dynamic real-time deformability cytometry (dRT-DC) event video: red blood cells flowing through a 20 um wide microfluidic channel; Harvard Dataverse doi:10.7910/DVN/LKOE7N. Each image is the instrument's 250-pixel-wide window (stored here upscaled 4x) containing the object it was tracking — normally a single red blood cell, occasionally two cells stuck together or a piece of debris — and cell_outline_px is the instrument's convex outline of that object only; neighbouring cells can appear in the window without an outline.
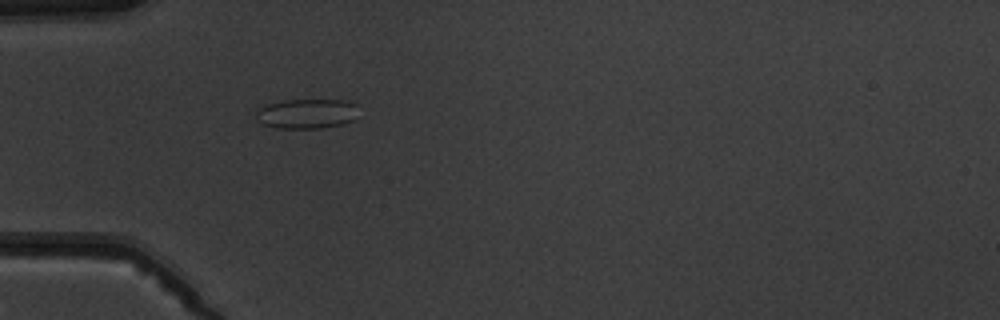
{"species": "common noctule bat (a hibernating species)", "species_latin": "Nyctalus noctula", "temperature_condition": "warm", "stored_images_in_passage": 5, "camera_frame_rate_fps": 3000, "um_per_image_px": 0.085, "animal": {"sex": "male", "body_mass_g": 19.5, "forearm_length_mm": 54.6}, "frame": {"image": 1, "passage_image": 5, "time_ms": 4.667, "image_size_px": [1000, 320], "cell_outline_px": [[360, 116], [344, 124], [320, 128], [276, 128], [264, 124], [256, 120], [256, 112], [260, 108], [268, 104], [284, 100], [344, 100], [356, 104]], "centroid_in_image_um": [26.12, 9.66], "position_along_channel_um": 58.9, "area_um2": 17.92}}